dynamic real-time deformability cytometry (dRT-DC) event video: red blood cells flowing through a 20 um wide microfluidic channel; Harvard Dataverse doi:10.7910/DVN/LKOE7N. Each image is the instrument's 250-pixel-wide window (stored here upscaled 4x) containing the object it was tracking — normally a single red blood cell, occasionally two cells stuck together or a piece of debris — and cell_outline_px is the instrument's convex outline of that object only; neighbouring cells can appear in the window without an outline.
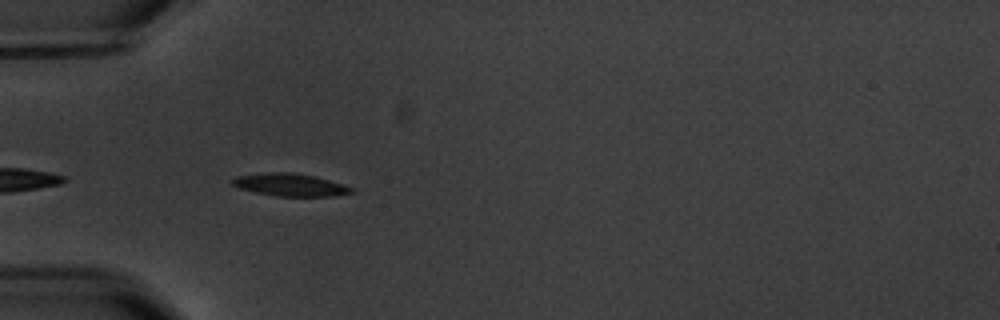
{"species": "common noctule bat (a hibernating species)", "species_latin": "Nyctalus noctula", "temperature_condition": "warm", "stored_images_in_passage": 4, "camera_frame_rate_fps": 3000, "um_per_image_px": 0.085, "animal": {"sex": "male", "body_mass_g": 20.1, "forearm_length_mm": 53.5}, "frame": {"image": 1, "passage_image": 2, "time_ms": 1.0, "image_size_px": [1000, 320], "cell_outline_px": [[356, 192], [332, 196], [276, 196], [256, 192], [240, 188], [232, 184], [232, 180], [236, 176], [268, 172], [292, 172], [312, 176], [344, 184], [356, 188]], "centroid_in_image_um": [24.71, 15.71], "position_along_channel_um": 60.3, "area_um2": 15.61}}
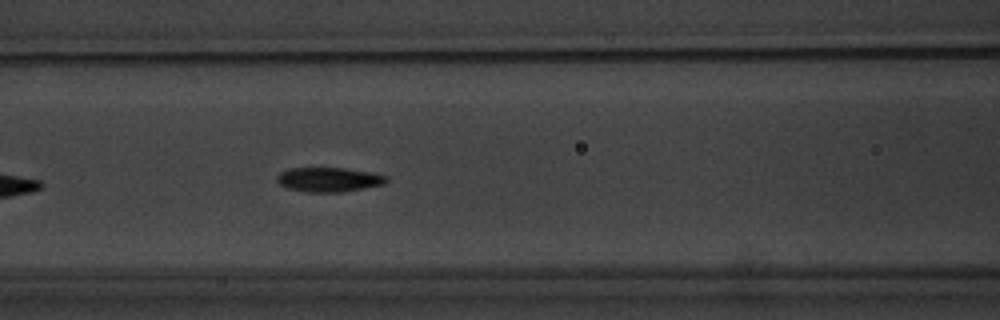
{"frame": {"image": 2, "passage_image": 4, "time_ms": 3.333, "image_size_px": [1000, 320], "cell_outline_px": [[388, 180], [384, 184], [364, 188], [340, 192], [308, 192], [288, 188], [280, 184], [276, 180], [276, 176], [280, 172], [288, 168], [344, 168], [372, 172], [388, 176]], "centroid_in_image_um": [27.95, 15.25], "position_along_channel_um": 138.6, "area_um2": 15.61}}